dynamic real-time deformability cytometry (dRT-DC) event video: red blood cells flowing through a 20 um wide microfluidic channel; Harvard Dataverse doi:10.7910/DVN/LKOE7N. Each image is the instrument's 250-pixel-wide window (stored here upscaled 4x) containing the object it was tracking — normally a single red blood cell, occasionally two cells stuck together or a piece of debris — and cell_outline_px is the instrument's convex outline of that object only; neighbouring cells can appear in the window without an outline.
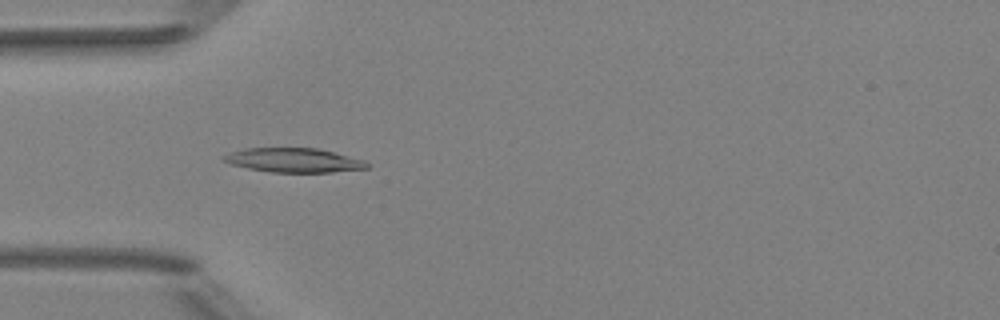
{"species": "Egyptian fruit bat (a non-hibernating species)", "species_latin": "Rousettus aegyptiacus", "temperature_condition": "room temperature", "stored_images_in_passage": 7, "camera_frame_rate_fps": 3000, "um_per_image_px": 0.085, "animal": {"sex": "female"}, "frame": {"image": 1, "passage_image": 5, "time_ms": 4.333, "image_size_px": [1000, 320], "cell_outline_px": [[368, 168], [332, 172], [272, 172], [248, 168], [232, 164], [224, 160], [220, 156], [244, 148], [316, 148], [364, 160], [368, 164]], "centroid_in_image_um": [24.95, 13.62], "position_along_channel_um": 60.0, "area_um2": 19.94}}
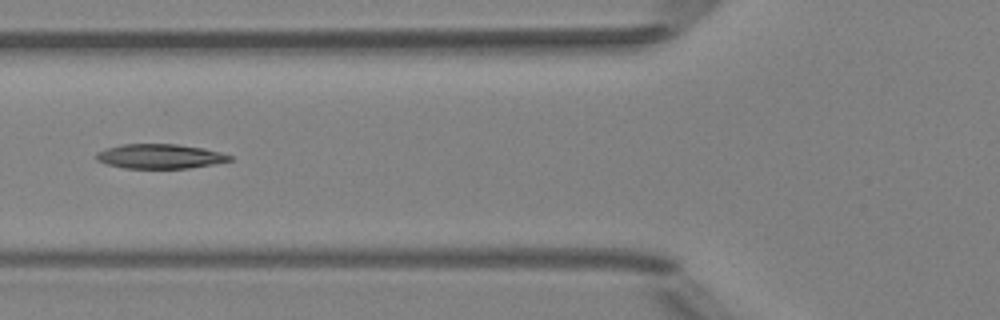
{"frame": {"image": 2, "passage_image": 6, "time_ms": 5.667, "image_size_px": [1000, 320], "cell_outline_px": [[232, 160], [212, 164], [188, 168], [124, 168], [108, 164], [96, 160], [96, 152], [120, 144], [176, 144], [204, 148], [220, 152], [232, 156]], "centroid_in_image_um": [13.58, 13.28], "position_along_channel_um": 112.2, "area_um2": 18.96}}
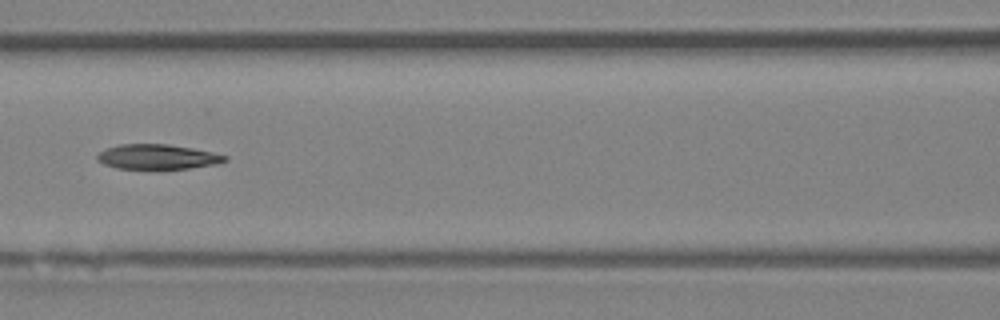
{"frame": {"image": 3, "passage_image": 7, "time_ms": 6.667, "image_size_px": [1000, 320], "cell_outline_px": [[228, 160], [216, 164], [188, 168], [152, 172], [116, 168], [104, 164], [96, 160], [96, 156], [100, 152], [108, 148], [120, 144], [168, 144], [192, 148], [212, 152], [228, 156]], "centroid_in_image_um": [13.36, 13.38], "position_along_channel_um": 153.2, "area_um2": 19.31}}